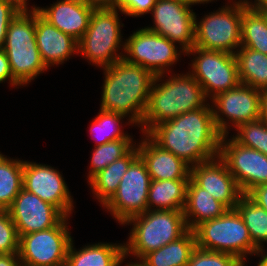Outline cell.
I'll list each match as a JSON object with an SVG mask.
<instances>
[{
    "mask_svg": "<svg viewBox=\"0 0 267 266\" xmlns=\"http://www.w3.org/2000/svg\"><path fill=\"white\" fill-rule=\"evenodd\" d=\"M100 69L104 71L100 109L127 116V125L140 128L155 75L124 58Z\"/></svg>",
    "mask_w": 267,
    "mask_h": 266,
    "instance_id": "cell-2",
    "label": "cell"
},
{
    "mask_svg": "<svg viewBox=\"0 0 267 266\" xmlns=\"http://www.w3.org/2000/svg\"><path fill=\"white\" fill-rule=\"evenodd\" d=\"M233 139L244 147L255 149L267 156V124L260 118L239 125Z\"/></svg>",
    "mask_w": 267,
    "mask_h": 266,
    "instance_id": "cell-33",
    "label": "cell"
},
{
    "mask_svg": "<svg viewBox=\"0 0 267 266\" xmlns=\"http://www.w3.org/2000/svg\"><path fill=\"white\" fill-rule=\"evenodd\" d=\"M9 81V85L13 88L16 87L19 89L18 86H22L12 75L9 61L7 54L5 53L4 49H0V83Z\"/></svg>",
    "mask_w": 267,
    "mask_h": 266,
    "instance_id": "cell-38",
    "label": "cell"
},
{
    "mask_svg": "<svg viewBox=\"0 0 267 266\" xmlns=\"http://www.w3.org/2000/svg\"><path fill=\"white\" fill-rule=\"evenodd\" d=\"M72 240L65 266H120L127 259L125 256L124 242L84 245L81 249L74 248Z\"/></svg>",
    "mask_w": 267,
    "mask_h": 266,
    "instance_id": "cell-22",
    "label": "cell"
},
{
    "mask_svg": "<svg viewBox=\"0 0 267 266\" xmlns=\"http://www.w3.org/2000/svg\"><path fill=\"white\" fill-rule=\"evenodd\" d=\"M261 92L240 83L210 100L214 123L221 135H229L231 127L236 129L243 123L260 118Z\"/></svg>",
    "mask_w": 267,
    "mask_h": 266,
    "instance_id": "cell-13",
    "label": "cell"
},
{
    "mask_svg": "<svg viewBox=\"0 0 267 266\" xmlns=\"http://www.w3.org/2000/svg\"><path fill=\"white\" fill-rule=\"evenodd\" d=\"M258 257L261 258L259 259L257 266H267V247L266 249L263 248L259 251Z\"/></svg>",
    "mask_w": 267,
    "mask_h": 266,
    "instance_id": "cell-44",
    "label": "cell"
},
{
    "mask_svg": "<svg viewBox=\"0 0 267 266\" xmlns=\"http://www.w3.org/2000/svg\"><path fill=\"white\" fill-rule=\"evenodd\" d=\"M244 220L254 245L259 249L267 244V212L246 194H243L235 208Z\"/></svg>",
    "mask_w": 267,
    "mask_h": 266,
    "instance_id": "cell-30",
    "label": "cell"
},
{
    "mask_svg": "<svg viewBox=\"0 0 267 266\" xmlns=\"http://www.w3.org/2000/svg\"><path fill=\"white\" fill-rule=\"evenodd\" d=\"M153 26L146 29L168 38L185 52L194 47L195 12L181 0H156L151 10Z\"/></svg>",
    "mask_w": 267,
    "mask_h": 266,
    "instance_id": "cell-14",
    "label": "cell"
},
{
    "mask_svg": "<svg viewBox=\"0 0 267 266\" xmlns=\"http://www.w3.org/2000/svg\"><path fill=\"white\" fill-rule=\"evenodd\" d=\"M138 156L136 145L126 156L109 164L88 182L94 198L96 197L102 207L116 193L123 175Z\"/></svg>",
    "mask_w": 267,
    "mask_h": 266,
    "instance_id": "cell-24",
    "label": "cell"
},
{
    "mask_svg": "<svg viewBox=\"0 0 267 266\" xmlns=\"http://www.w3.org/2000/svg\"><path fill=\"white\" fill-rule=\"evenodd\" d=\"M244 10V7L231 0L222 8L205 14L200 21L195 15L194 47L235 54L241 47V18Z\"/></svg>",
    "mask_w": 267,
    "mask_h": 266,
    "instance_id": "cell-8",
    "label": "cell"
},
{
    "mask_svg": "<svg viewBox=\"0 0 267 266\" xmlns=\"http://www.w3.org/2000/svg\"><path fill=\"white\" fill-rule=\"evenodd\" d=\"M8 211L18 237L52 228L65 217L57 207L23 188Z\"/></svg>",
    "mask_w": 267,
    "mask_h": 266,
    "instance_id": "cell-17",
    "label": "cell"
},
{
    "mask_svg": "<svg viewBox=\"0 0 267 266\" xmlns=\"http://www.w3.org/2000/svg\"><path fill=\"white\" fill-rule=\"evenodd\" d=\"M210 105L208 101L200 109L160 123L147 135L190 167L210 160L219 155L222 136L214 123Z\"/></svg>",
    "mask_w": 267,
    "mask_h": 266,
    "instance_id": "cell-1",
    "label": "cell"
},
{
    "mask_svg": "<svg viewBox=\"0 0 267 266\" xmlns=\"http://www.w3.org/2000/svg\"><path fill=\"white\" fill-rule=\"evenodd\" d=\"M99 113L93 118L89 131L96 141L95 146L102 145L119 139H133L122 129V121L126 117L115 112L99 109Z\"/></svg>",
    "mask_w": 267,
    "mask_h": 266,
    "instance_id": "cell-31",
    "label": "cell"
},
{
    "mask_svg": "<svg viewBox=\"0 0 267 266\" xmlns=\"http://www.w3.org/2000/svg\"><path fill=\"white\" fill-rule=\"evenodd\" d=\"M190 178L228 210L235 209L243 195L226 162L219 155L190 167Z\"/></svg>",
    "mask_w": 267,
    "mask_h": 266,
    "instance_id": "cell-18",
    "label": "cell"
},
{
    "mask_svg": "<svg viewBox=\"0 0 267 266\" xmlns=\"http://www.w3.org/2000/svg\"><path fill=\"white\" fill-rule=\"evenodd\" d=\"M124 41L125 51L123 58L131 64L144 67L155 76L161 74L170 75L172 73L171 70H173L171 69L172 66H175L180 60L182 53V55L186 53L168 38L145 27L134 31Z\"/></svg>",
    "mask_w": 267,
    "mask_h": 266,
    "instance_id": "cell-9",
    "label": "cell"
},
{
    "mask_svg": "<svg viewBox=\"0 0 267 266\" xmlns=\"http://www.w3.org/2000/svg\"><path fill=\"white\" fill-rule=\"evenodd\" d=\"M96 7H116L118 8V0H87Z\"/></svg>",
    "mask_w": 267,
    "mask_h": 266,
    "instance_id": "cell-43",
    "label": "cell"
},
{
    "mask_svg": "<svg viewBox=\"0 0 267 266\" xmlns=\"http://www.w3.org/2000/svg\"><path fill=\"white\" fill-rule=\"evenodd\" d=\"M185 5L192 7V5H197V4H207L211 3L214 0H181ZM217 1V0H216Z\"/></svg>",
    "mask_w": 267,
    "mask_h": 266,
    "instance_id": "cell-45",
    "label": "cell"
},
{
    "mask_svg": "<svg viewBox=\"0 0 267 266\" xmlns=\"http://www.w3.org/2000/svg\"><path fill=\"white\" fill-rule=\"evenodd\" d=\"M171 74L167 79L165 74L155 76L140 128L144 134L160 123L208 103L202 86L189 72Z\"/></svg>",
    "mask_w": 267,
    "mask_h": 266,
    "instance_id": "cell-3",
    "label": "cell"
},
{
    "mask_svg": "<svg viewBox=\"0 0 267 266\" xmlns=\"http://www.w3.org/2000/svg\"><path fill=\"white\" fill-rule=\"evenodd\" d=\"M29 9L22 8L10 21L2 47L13 77L22 86L48 70L35 39V8Z\"/></svg>",
    "mask_w": 267,
    "mask_h": 266,
    "instance_id": "cell-5",
    "label": "cell"
},
{
    "mask_svg": "<svg viewBox=\"0 0 267 266\" xmlns=\"http://www.w3.org/2000/svg\"><path fill=\"white\" fill-rule=\"evenodd\" d=\"M47 7H36L38 13L57 29L79 41L89 27L95 5L87 0H57Z\"/></svg>",
    "mask_w": 267,
    "mask_h": 266,
    "instance_id": "cell-19",
    "label": "cell"
},
{
    "mask_svg": "<svg viewBox=\"0 0 267 266\" xmlns=\"http://www.w3.org/2000/svg\"><path fill=\"white\" fill-rule=\"evenodd\" d=\"M246 195L267 212V183L256 186Z\"/></svg>",
    "mask_w": 267,
    "mask_h": 266,
    "instance_id": "cell-39",
    "label": "cell"
},
{
    "mask_svg": "<svg viewBox=\"0 0 267 266\" xmlns=\"http://www.w3.org/2000/svg\"><path fill=\"white\" fill-rule=\"evenodd\" d=\"M0 266H22L18 254H0Z\"/></svg>",
    "mask_w": 267,
    "mask_h": 266,
    "instance_id": "cell-41",
    "label": "cell"
},
{
    "mask_svg": "<svg viewBox=\"0 0 267 266\" xmlns=\"http://www.w3.org/2000/svg\"><path fill=\"white\" fill-rule=\"evenodd\" d=\"M189 179L151 180L147 210L183 211Z\"/></svg>",
    "mask_w": 267,
    "mask_h": 266,
    "instance_id": "cell-25",
    "label": "cell"
},
{
    "mask_svg": "<svg viewBox=\"0 0 267 266\" xmlns=\"http://www.w3.org/2000/svg\"><path fill=\"white\" fill-rule=\"evenodd\" d=\"M133 139H119L102 145L94 146L90 159V170L87 183L109 164L126 156L135 146Z\"/></svg>",
    "mask_w": 267,
    "mask_h": 266,
    "instance_id": "cell-32",
    "label": "cell"
},
{
    "mask_svg": "<svg viewBox=\"0 0 267 266\" xmlns=\"http://www.w3.org/2000/svg\"><path fill=\"white\" fill-rule=\"evenodd\" d=\"M241 47L267 55V11L245 9L241 18Z\"/></svg>",
    "mask_w": 267,
    "mask_h": 266,
    "instance_id": "cell-29",
    "label": "cell"
},
{
    "mask_svg": "<svg viewBox=\"0 0 267 266\" xmlns=\"http://www.w3.org/2000/svg\"><path fill=\"white\" fill-rule=\"evenodd\" d=\"M137 144L151 180L190 179V166L173 153L161 148L147 134Z\"/></svg>",
    "mask_w": 267,
    "mask_h": 266,
    "instance_id": "cell-21",
    "label": "cell"
},
{
    "mask_svg": "<svg viewBox=\"0 0 267 266\" xmlns=\"http://www.w3.org/2000/svg\"><path fill=\"white\" fill-rule=\"evenodd\" d=\"M228 209L199 187L191 178L187 185L186 204L183 210L188 229L193 230L206 220L222 216Z\"/></svg>",
    "mask_w": 267,
    "mask_h": 266,
    "instance_id": "cell-23",
    "label": "cell"
},
{
    "mask_svg": "<svg viewBox=\"0 0 267 266\" xmlns=\"http://www.w3.org/2000/svg\"><path fill=\"white\" fill-rule=\"evenodd\" d=\"M23 167L24 160L0 152V210H8L23 188Z\"/></svg>",
    "mask_w": 267,
    "mask_h": 266,
    "instance_id": "cell-28",
    "label": "cell"
},
{
    "mask_svg": "<svg viewBox=\"0 0 267 266\" xmlns=\"http://www.w3.org/2000/svg\"><path fill=\"white\" fill-rule=\"evenodd\" d=\"M234 2H237L242 7L248 10H263L267 11V0H254L252 3L251 0H234Z\"/></svg>",
    "mask_w": 267,
    "mask_h": 266,
    "instance_id": "cell-40",
    "label": "cell"
},
{
    "mask_svg": "<svg viewBox=\"0 0 267 266\" xmlns=\"http://www.w3.org/2000/svg\"><path fill=\"white\" fill-rule=\"evenodd\" d=\"M156 0H118V9L122 14L131 17H141L150 14Z\"/></svg>",
    "mask_w": 267,
    "mask_h": 266,
    "instance_id": "cell-37",
    "label": "cell"
},
{
    "mask_svg": "<svg viewBox=\"0 0 267 266\" xmlns=\"http://www.w3.org/2000/svg\"><path fill=\"white\" fill-rule=\"evenodd\" d=\"M195 248V234L189 229L177 240L145 255L141 261L147 266H187Z\"/></svg>",
    "mask_w": 267,
    "mask_h": 266,
    "instance_id": "cell-26",
    "label": "cell"
},
{
    "mask_svg": "<svg viewBox=\"0 0 267 266\" xmlns=\"http://www.w3.org/2000/svg\"><path fill=\"white\" fill-rule=\"evenodd\" d=\"M151 177L145 162L138 156L123 175L116 193L103 206L120 225L147 211Z\"/></svg>",
    "mask_w": 267,
    "mask_h": 266,
    "instance_id": "cell-12",
    "label": "cell"
},
{
    "mask_svg": "<svg viewBox=\"0 0 267 266\" xmlns=\"http://www.w3.org/2000/svg\"><path fill=\"white\" fill-rule=\"evenodd\" d=\"M21 9L22 7L15 0H0V49L5 42L10 21Z\"/></svg>",
    "mask_w": 267,
    "mask_h": 266,
    "instance_id": "cell-36",
    "label": "cell"
},
{
    "mask_svg": "<svg viewBox=\"0 0 267 266\" xmlns=\"http://www.w3.org/2000/svg\"><path fill=\"white\" fill-rule=\"evenodd\" d=\"M35 39L44 64L49 68L78 54V41L45 20L35 9Z\"/></svg>",
    "mask_w": 267,
    "mask_h": 266,
    "instance_id": "cell-20",
    "label": "cell"
},
{
    "mask_svg": "<svg viewBox=\"0 0 267 266\" xmlns=\"http://www.w3.org/2000/svg\"><path fill=\"white\" fill-rule=\"evenodd\" d=\"M120 266H122V265H120ZM124 266H147V265L144 262H142L141 260H134V262L129 261Z\"/></svg>",
    "mask_w": 267,
    "mask_h": 266,
    "instance_id": "cell-46",
    "label": "cell"
},
{
    "mask_svg": "<svg viewBox=\"0 0 267 266\" xmlns=\"http://www.w3.org/2000/svg\"><path fill=\"white\" fill-rule=\"evenodd\" d=\"M119 12L121 10L116 7L94 8L89 27L78 41V55L80 53L90 64L105 68L123 59L125 42L122 41L121 27L124 24Z\"/></svg>",
    "mask_w": 267,
    "mask_h": 266,
    "instance_id": "cell-6",
    "label": "cell"
},
{
    "mask_svg": "<svg viewBox=\"0 0 267 266\" xmlns=\"http://www.w3.org/2000/svg\"><path fill=\"white\" fill-rule=\"evenodd\" d=\"M23 189L57 207L66 217L74 211L73 196L59 170L46 164L24 161Z\"/></svg>",
    "mask_w": 267,
    "mask_h": 266,
    "instance_id": "cell-16",
    "label": "cell"
},
{
    "mask_svg": "<svg viewBox=\"0 0 267 266\" xmlns=\"http://www.w3.org/2000/svg\"><path fill=\"white\" fill-rule=\"evenodd\" d=\"M241 84L260 91L267 89V55L246 47L235 52Z\"/></svg>",
    "mask_w": 267,
    "mask_h": 266,
    "instance_id": "cell-27",
    "label": "cell"
},
{
    "mask_svg": "<svg viewBox=\"0 0 267 266\" xmlns=\"http://www.w3.org/2000/svg\"><path fill=\"white\" fill-rule=\"evenodd\" d=\"M19 237L8 210H0V254H18Z\"/></svg>",
    "mask_w": 267,
    "mask_h": 266,
    "instance_id": "cell-35",
    "label": "cell"
},
{
    "mask_svg": "<svg viewBox=\"0 0 267 266\" xmlns=\"http://www.w3.org/2000/svg\"><path fill=\"white\" fill-rule=\"evenodd\" d=\"M69 217L56 226L19 237V259L22 266H65L69 246L73 240L69 231Z\"/></svg>",
    "mask_w": 267,
    "mask_h": 266,
    "instance_id": "cell-11",
    "label": "cell"
},
{
    "mask_svg": "<svg viewBox=\"0 0 267 266\" xmlns=\"http://www.w3.org/2000/svg\"><path fill=\"white\" fill-rule=\"evenodd\" d=\"M219 156L226 162L229 172L243 194L267 183V156L255 149L244 147L232 136L222 135Z\"/></svg>",
    "mask_w": 267,
    "mask_h": 266,
    "instance_id": "cell-15",
    "label": "cell"
},
{
    "mask_svg": "<svg viewBox=\"0 0 267 266\" xmlns=\"http://www.w3.org/2000/svg\"><path fill=\"white\" fill-rule=\"evenodd\" d=\"M123 225H132L124 243L125 256L141 260L145 255L177 240L189 229L183 211L147 210L131 217Z\"/></svg>",
    "mask_w": 267,
    "mask_h": 266,
    "instance_id": "cell-4",
    "label": "cell"
},
{
    "mask_svg": "<svg viewBox=\"0 0 267 266\" xmlns=\"http://www.w3.org/2000/svg\"><path fill=\"white\" fill-rule=\"evenodd\" d=\"M22 8H29V0H15ZM28 3V4H27Z\"/></svg>",
    "mask_w": 267,
    "mask_h": 266,
    "instance_id": "cell-47",
    "label": "cell"
},
{
    "mask_svg": "<svg viewBox=\"0 0 267 266\" xmlns=\"http://www.w3.org/2000/svg\"><path fill=\"white\" fill-rule=\"evenodd\" d=\"M196 247L223 252L238 257L245 264L247 256H258L244 220L236 209L227 210L222 216L206 220L194 229Z\"/></svg>",
    "mask_w": 267,
    "mask_h": 266,
    "instance_id": "cell-7",
    "label": "cell"
},
{
    "mask_svg": "<svg viewBox=\"0 0 267 266\" xmlns=\"http://www.w3.org/2000/svg\"><path fill=\"white\" fill-rule=\"evenodd\" d=\"M260 119L267 124V89L261 92Z\"/></svg>",
    "mask_w": 267,
    "mask_h": 266,
    "instance_id": "cell-42",
    "label": "cell"
},
{
    "mask_svg": "<svg viewBox=\"0 0 267 266\" xmlns=\"http://www.w3.org/2000/svg\"><path fill=\"white\" fill-rule=\"evenodd\" d=\"M185 55L195 56L188 72L202 86L208 100L240 84L235 54L193 47Z\"/></svg>",
    "mask_w": 267,
    "mask_h": 266,
    "instance_id": "cell-10",
    "label": "cell"
},
{
    "mask_svg": "<svg viewBox=\"0 0 267 266\" xmlns=\"http://www.w3.org/2000/svg\"><path fill=\"white\" fill-rule=\"evenodd\" d=\"M187 266H245V263L228 253L207 251L196 247Z\"/></svg>",
    "mask_w": 267,
    "mask_h": 266,
    "instance_id": "cell-34",
    "label": "cell"
}]
</instances>
